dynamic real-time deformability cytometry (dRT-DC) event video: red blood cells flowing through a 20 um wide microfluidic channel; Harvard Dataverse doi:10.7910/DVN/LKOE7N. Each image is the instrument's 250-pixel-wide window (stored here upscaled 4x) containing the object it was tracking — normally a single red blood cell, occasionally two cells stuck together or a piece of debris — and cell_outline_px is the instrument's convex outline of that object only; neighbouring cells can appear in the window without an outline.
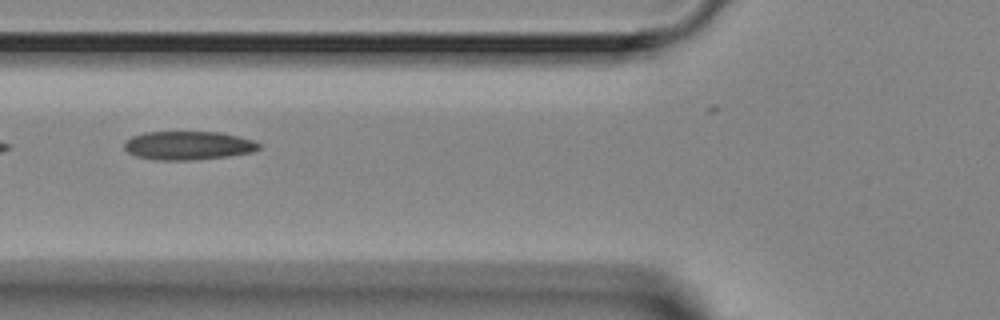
{"species": "Egyptian fruit bat (a non-hibernating species)", "species_latin": "Rousettus aegyptiacus", "temperature_condition": "room temperature", "stored_images_in_passage": 4, "camera_frame_rate_fps": 3000, "um_per_image_px": 0.085, "animal": {"sex": "female"}, "frame": {"image": 1, "passage_image": 3, "time_ms": 2.333, "image_size_px": [1000, 320], "cell_outline_px": [[260, 148], [252, 152], [228, 156], [192, 160], [156, 160], [136, 156], [128, 152], [124, 148], [124, 140], [132, 136], [144, 132], [220, 132], [240, 136], [256, 140], [260, 144]], "centroid_in_image_um": [16.0, 12.36], "position_along_channel_um": 109.8, "area_um2": 22.66}}